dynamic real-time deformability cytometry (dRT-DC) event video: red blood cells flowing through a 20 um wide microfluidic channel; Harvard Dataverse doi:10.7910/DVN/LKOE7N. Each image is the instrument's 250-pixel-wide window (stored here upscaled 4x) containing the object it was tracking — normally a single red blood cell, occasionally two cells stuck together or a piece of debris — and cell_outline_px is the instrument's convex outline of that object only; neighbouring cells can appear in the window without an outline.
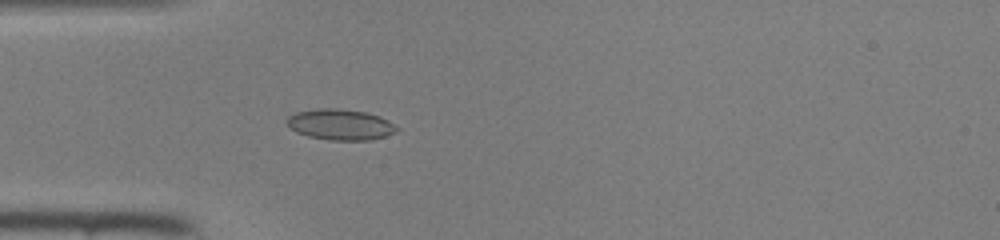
{"species": "common noctule bat (a hibernating species)", "species_latin": "Nyctalus noctula", "temperature_condition": "room temperature", "stored_images_in_passage": 39, "camera_frame_rate_fps": 3000, "um_per_image_px": 0.085, "animal": {"sex": "female", "body_mass_g": 22.0, "forearm_length_mm": 56.7}, "frame": {"image": 1, "passage_image": 6, "time_ms": 1.667, "image_size_px": [1000, 240], "cell_outline_px": [[400, 128], [396, 132], [384, 136], [368, 140], [328, 140], [308, 136], [296, 132], [284, 120], [288, 116], [296, 112], [316, 108], [336, 108], [364, 112], [380, 116], [388, 120]], "centroid_in_image_um": [28.92, 10.58], "position_along_channel_um": 56.1, "area_um2": 19.77}}
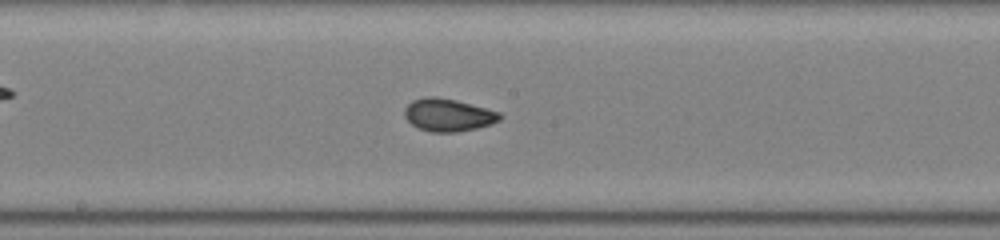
{"frame": {"image": 2, "passage_image": 17, "time_ms": 5.333, "image_size_px": [1000, 240], "cell_outline_px": [[504, 116], [500, 120], [492, 124], [476, 128], [456, 132], [432, 132], [420, 128], [412, 124], [404, 116], [404, 108], [412, 100], [428, 96], [436, 96], [456, 100], [500, 112]], "centroid_in_image_um": [38.11, 9.76], "position_along_channel_um": 210.1, "area_um2": 18.15}}
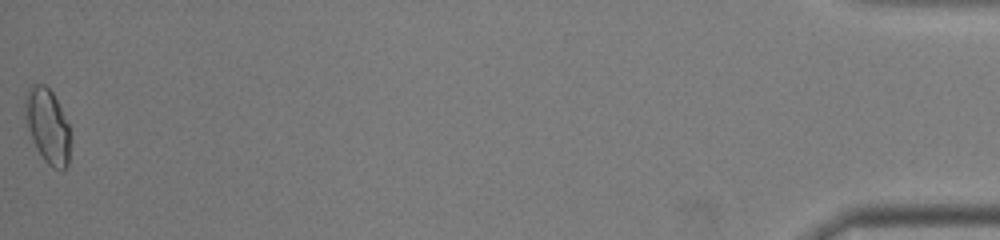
{"frame": {"image": 3, "passage_image": 39, "time_ms": 12.667, "image_size_px": [1000, 240], "cell_outline_px": [[72, 136], [68, 164], [60, 172], [52, 168], [44, 160], [36, 148], [28, 128], [24, 116], [24, 100], [28, 88], [32, 84], [44, 84], [52, 92], [68, 124]], "centroid_in_image_um": [4.05, 10.74], "position_along_channel_um": 431.1, "area_um2": 19.94}}